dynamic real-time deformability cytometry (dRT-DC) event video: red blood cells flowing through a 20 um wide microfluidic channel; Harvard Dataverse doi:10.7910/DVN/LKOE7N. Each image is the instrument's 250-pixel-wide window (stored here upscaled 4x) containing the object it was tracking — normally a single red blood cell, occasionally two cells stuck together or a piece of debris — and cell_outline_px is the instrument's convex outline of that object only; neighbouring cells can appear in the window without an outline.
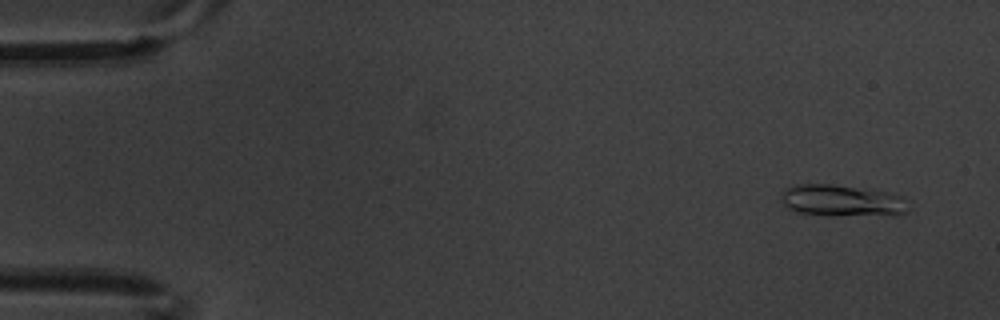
{"species": "common noctule bat (a hibernating species)", "species_latin": "Nyctalus noctula", "temperature_condition": "warm", "stored_images_in_passage": 15, "camera_frame_rate_fps": 3000, "um_per_image_px": 0.085, "animal": {"sex": "male", "body_mass_g": 20.1, "forearm_length_mm": 53.5}, "frame": {"image": 1, "passage_image": 1, "time_ms": 0.0, "image_size_px": [1000, 320], "cell_outline_px": [[908, 212], [896, 216], [892, 216], [796, 212], [788, 208], [784, 204], [780, 196], [784, 188], [796, 184], [832, 184], [884, 192], [904, 196]], "centroid_in_image_um": [71.58, 17.04], "position_along_channel_um": 13.4, "area_um2": 23.0}}
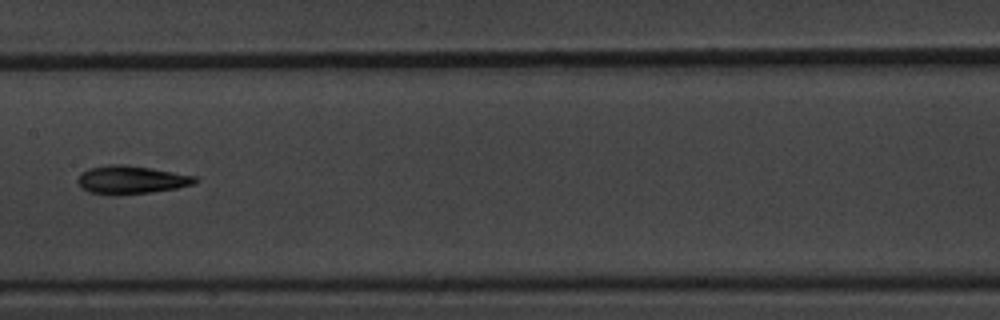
{"frame": {"image": 2, "passage_image": 8, "time_ms": 2.333, "image_size_px": [1000, 320], "cell_outline_px": [[200, 180], [192, 184], [176, 188], [152, 192], [112, 196], [88, 192], [80, 188], [76, 180], [80, 172], [88, 168], [108, 164], [124, 164], [152, 168], [196, 176]], "centroid_in_image_um": [11.08, 15.29], "position_along_channel_um": 196.3, "area_um2": 19.71}}
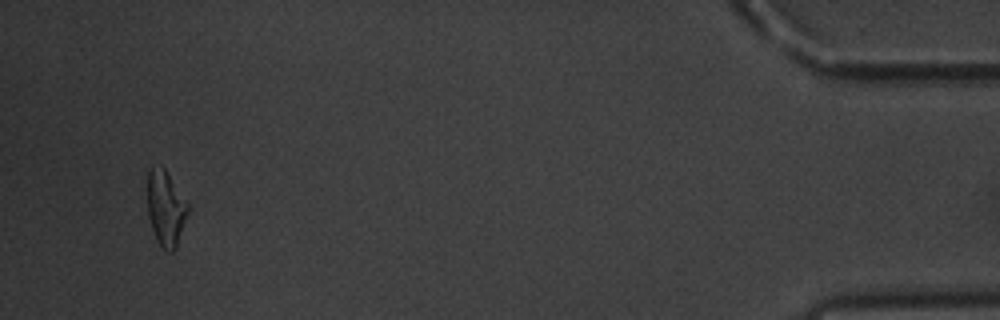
{"frame": {"image": 3, "passage_image": 15, "time_ms": 4.667, "image_size_px": [1000, 320], "cell_outline_px": [[188, 212], [176, 248], [172, 252], [168, 252], [160, 248], [156, 240], [148, 216], [148, 172], [152, 168], [164, 168], [188, 200]], "centroid_in_image_um": [14.11, 17.75], "position_along_channel_um": 421.1, "area_um2": 17.74}}